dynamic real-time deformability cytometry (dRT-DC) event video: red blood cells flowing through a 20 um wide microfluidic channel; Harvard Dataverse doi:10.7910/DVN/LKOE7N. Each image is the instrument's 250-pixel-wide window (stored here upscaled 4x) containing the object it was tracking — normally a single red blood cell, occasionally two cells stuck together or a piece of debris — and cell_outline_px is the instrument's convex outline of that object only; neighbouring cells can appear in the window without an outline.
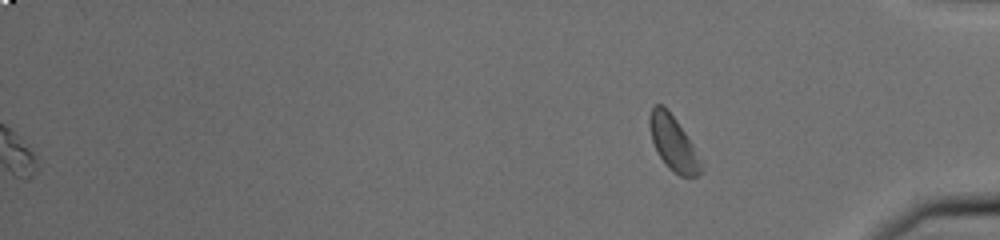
{"species": "common noctule bat (a hibernating species)", "species_latin": "Nyctalus noctula", "temperature_condition": "cold", "stored_images_in_passage": 53, "segment_of_instrument_passage": [2, 2], "camera_frame_rate_fps": 3000, "um_per_image_px": 0.085, "animal": {"sex": "male", "body_mass_g": 20.0, "forearm_length_mm": 53.3}, "frame": {"image": 1, "passage_image": 53, "time_ms": 17.333, "image_size_px": [1000, 240], "cell_outline_px": [[704, 168], [696, 176], [680, 176], [668, 168], [660, 156], [652, 140], [648, 120], [652, 108], [656, 104], [660, 104], [676, 120], [692, 144], [704, 164]], "centroid_in_image_um": [57.25, 12.22], "position_along_channel_um": 377.9, "area_um2": 15.95}}